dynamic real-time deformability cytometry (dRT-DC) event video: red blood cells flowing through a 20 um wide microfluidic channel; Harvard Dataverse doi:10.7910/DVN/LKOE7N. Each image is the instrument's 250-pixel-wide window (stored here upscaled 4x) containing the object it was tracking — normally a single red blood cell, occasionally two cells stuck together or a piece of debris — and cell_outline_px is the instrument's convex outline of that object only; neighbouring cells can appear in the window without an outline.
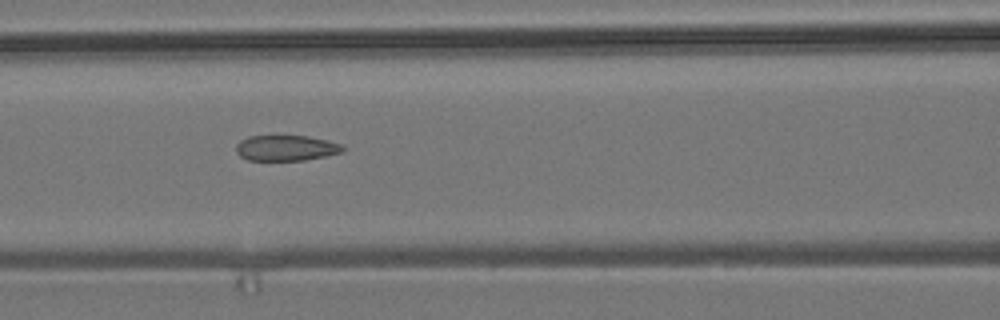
{"species": "common noctule bat (a hibernating species)", "species_latin": "Nyctalus noctula", "temperature_condition": "room temperature", "stored_images_in_passage": 6, "camera_frame_rate_fps": 3000, "um_per_image_px": 0.085, "animal": {"sex": "male", "body_mass_g": 19.2, "forearm_length_mm": 51.8}, "frame": {"image": 1, "passage_image": 4, "time_ms": 3.333, "image_size_px": [1000, 320], "cell_outline_px": [[344, 148], [340, 152], [324, 156], [304, 160], [248, 160], [240, 156], [236, 152], [236, 144], [240, 140], [248, 136], [308, 136], [328, 140], [344, 144]], "centroid_in_image_um": [24.3, 12.57], "position_along_channel_um": 142.3, "area_um2": 15.9}}
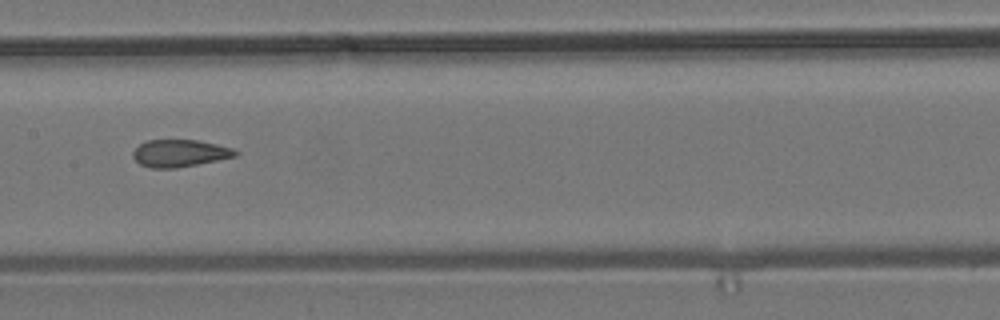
{"frame": {"image": 2, "passage_image": 5, "time_ms": 4.667, "image_size_px": [1000, 320], "cell_outline_px": [[240, 152], [236, 156], [176, 168], [152, 168], [140, 164], [132, 156], [132, 152], [140, 144], [148, 140], [196, 140], [216, 144], [232, 148]], "centroid_in_image_um": [15.27, 13.02], "position_along_channel_um": 192.1, "area_um2": 16.07}}
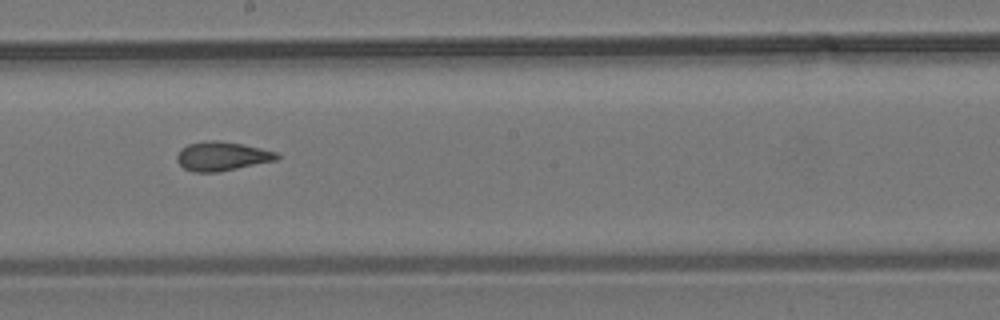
{"frame": {"image": 3, "passage_image": 6, "time_ms": 5.667, "image_size_px": [1000, 320], "cell_outline_px": [[280, 156], [276, 160], [220, 172], [192, 172], [184, 168], [176, 160], [176, 156], [180, 148], [188, 144], [204, 140], [216, 140], [240, 144], [260, 148], [276, 152]], "centroid_in_image_um": [18.82, 13.28], "position_along_channel_um": 229.4, "area_um2": 16.94}}